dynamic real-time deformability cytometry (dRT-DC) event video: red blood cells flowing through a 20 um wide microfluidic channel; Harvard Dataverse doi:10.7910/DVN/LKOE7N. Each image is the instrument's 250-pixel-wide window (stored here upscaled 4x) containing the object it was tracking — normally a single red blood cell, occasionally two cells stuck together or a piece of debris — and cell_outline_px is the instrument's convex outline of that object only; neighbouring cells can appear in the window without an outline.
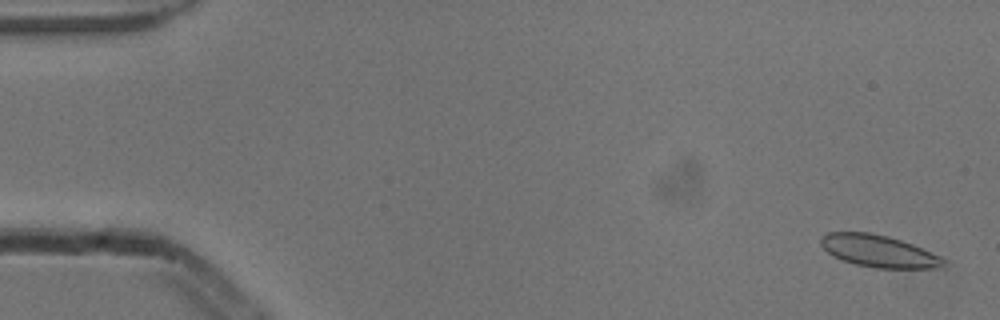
{"species": "common noctule bat (a hibernating species)", "species_latin": "Nyctalus noctula", "temperature_condition": "cold", "stored_images_in_passage": 5, "camera_frame_rate_fps": 3000, "um_per_image_px": 0.085, "animal": {"sex": "male", "body_mass_g": 13.3}, "frame": {"image": 1, "passage_image": 1, "time_ms": 0.0, "image_size_px": [1000, 320], "cell_outline_px": [[948, 260], [944, 268], [876, 268], [856, 264], [840, 260], [832, 256], [820, 244], [820, 236], [828, 232], [868, 232], [888, 236], [912, 244], [940, 256]], "centroid_in_image_um": [74.69, 21.35], "position_along_channel_um": 10.3, "area_um2": 23.12}}
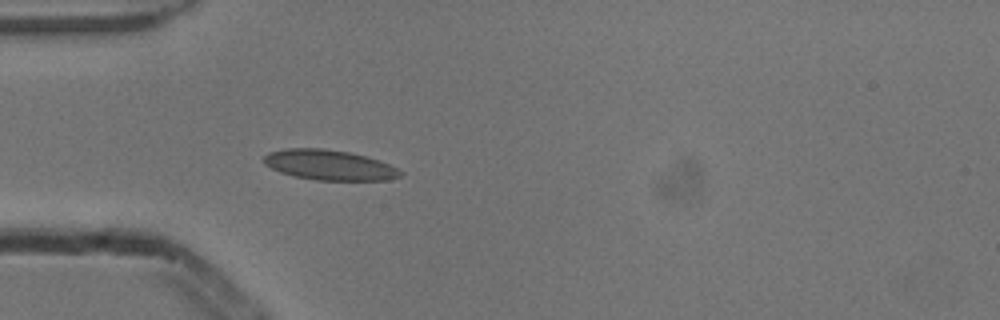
{"frame": {"image": 2, "passage_image": 5, "time_ms": 1.333, "image_size_px": [1000, 320], "cell_outline_px": [[404, 172], [400, 176], [388, 180], [316, 180], [296, 176], [280, 172], [264, 164], [264, 156], [268, 152], [288, 148], [320, 148], [348, 152], [368, 156], [388, 164]], "centroid_in_image_um": [27.99, 14.02], "position_along_channel_um": 57.0, "area_um2": 23.87}}